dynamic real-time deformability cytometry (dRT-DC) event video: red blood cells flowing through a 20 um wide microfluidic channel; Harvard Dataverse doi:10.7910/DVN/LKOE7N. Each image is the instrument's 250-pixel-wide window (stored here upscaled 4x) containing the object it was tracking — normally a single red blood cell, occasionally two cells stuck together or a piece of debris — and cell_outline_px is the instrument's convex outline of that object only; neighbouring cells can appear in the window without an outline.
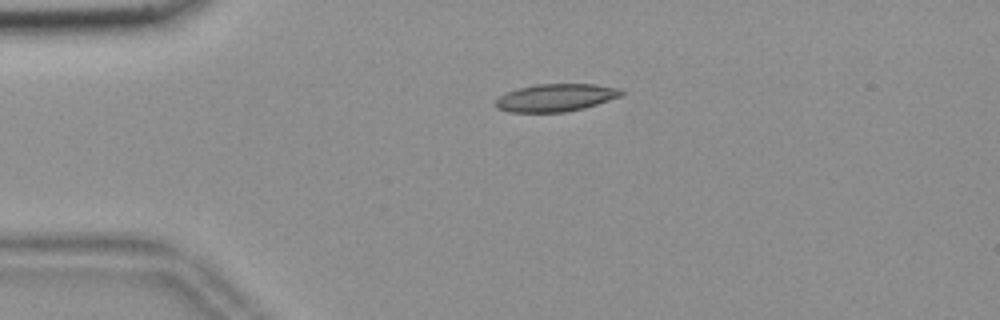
{"species": "common noctule bat (a hibernating species)", "species_latin": "Nyctalus noctula", "temperature_condition": "room temperature", "stored_images_in_passage": 38, "camera_frame_rate_fps": 3000, "um_per_image_px": 0.085, "animal": {"sex": "female", "body_mass_g": 18.4}, "frame": {"image": 1, "passage_image": 1, "time_ms": 0.0, "image_size_px": [1000, 320], "cell_outline_px": [[624, 96], [584, 108], [564, 112], [508, 112], [496, 108], [492, 104], [492, 100], [504, 92], [536, 84], [596, 84], [620, 88], [624, 92]], "centroid_in_image_um": [47.2, 8.3], "position_along_channel_um": 37.8, "area_um2": 20.69}}
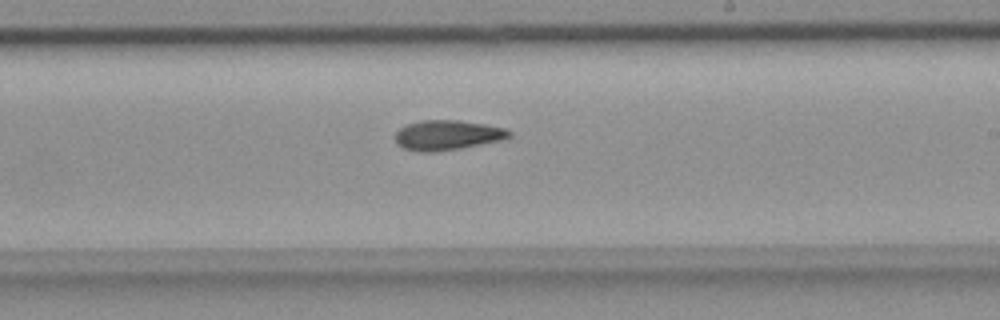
{"frame": {"image": 2, "passage_image": 21, "time_ms": 6.667, "image_size_px": [1000, 320], "cell_outline_px": [[512, 136], [508, 140], [436, 152], [416, 152], [404, 148], [396, 144], [396, 132], [404, 124], [420, 120], [456, 120], [484, 124], [504, 128], [512, 132]], "centroid_in_image_um": [38.05, 11.49], "position_along_channel_um": 251.0, "area_um2": 20.23}}
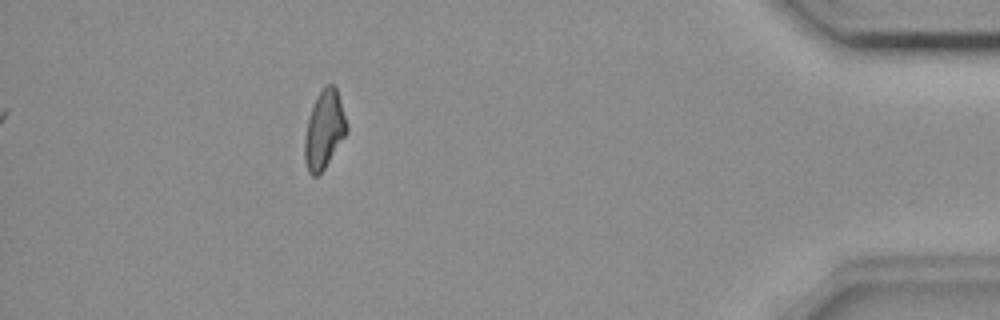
{"frame": {"image": 3, "passage_image": 38, "time_ms": 12.333, "image_size_px": [1000, 320], "cell_outline_px": [[348, 132], [324, 168], [316, 176], [312, 176], [308, 172], [304, 160], [304, 136], [308, 120], [316, 96], [328, 84], [332, 84], [336, 88], [348, 124]], "centroid_in_image_um": [27.55, 11.04], "position_along_channel_um": 407.6, "area_um2": 19.02}, "authors_computed_cell_mechanics": {"area_um2": 19.5942, "velocity_mm_per_s": 3.6898, "shape_relaxation_time_tau1_ms": null, "shape_relaxation_time_tau2_ms": 9.0708, "deformation_change_tau1": null, "deformation_change_tau2": 0.1908}}